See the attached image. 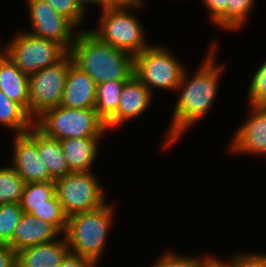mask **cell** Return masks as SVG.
Here are the masks:
<instances>
[{"mask_svg":"<svg viewBox=\"0 0 266 267\" xmlns=\"http://www.w3.org/2000/svg\"><path fill=\"white\" fill-rule=\"evenodd\" d=\"M211 45L210 51L203 60L204 62L191 79L188 78L186 69L183 72L181 82L177 88V91L181 90V94L173 110L172 123L167 130L168 137H166L164 148L175 143L184 134L185 130H188L196 121L204 117L213 105L223 65L220 66L215 63L217 42Z\"/></svg>","mask_w":266,"mask_h":267,"instance_id":"cell-1","label":"cell"},{"mask_svg":"<svg viewBox=\"0 0 266 267\" xmlns=\"http://www.w3.org/2000/svg\"><path fill=\"white\" fill-rule=\"evenodd\" d=\"M73 64L96 85L106 81H128L134 75L135 56L100 41L88 29L78 31L69 51Z\"/></svg>","mask_w":266,"mask_h":267,"instance_id":"cell-2","label":"cell"},{"mask_svg":"<svg viewBox=\"0 0 266 267\" xmlns=\"http://www.w3.org/2000/svg\"><path fill=\"white\" fill-rule=\"evenodd\" d=\"M114 213L113 204L68 217L65 239L69 251L89 259L95 266L105 249L109 227Z\"/></svg>","mask_w":266,"mask_h":267,"instance_id":"cell-3","label":"cell"},{"mask_svg":"<svg viewBox=\"0 0 266 267\" xmlns=\"http://www.w3.org/2000/svg\"><path fill=\"white\" fill-rule=\"evenodd\" d=\"M142 0H117L102 11L100 28L89 29L100 41L114 48L137 55L150 45L146 44L144 29L138 17L129 13V8H138Z\"/></svg>","mask_w":266,"mask_h":267,"instance_id":"cell-4","label":"cell"},{"mask_svg":"<svg viewBox=\"0 0 266 267\" xmlns=\"http://www.w3.org/2000/svg\"><path fill=\"white\" fill-rule=\"evenodd\" d=\"M34 125L57 140L101 137L108 130L95 108L76 109L61 105L44 111L34 120Z\"/></svg>","mask_w":266,"mask_h":267,"instance_id":"cell-5","label":"cell"},{"mask_svg":"<svg viewBox=\"0 0 266 267\" xmlns=\"http://www.w3.org/2000/svg\"><path fill=\"white\" fill-rule=\"evenodd\" d=\"M164 46H149L135 55L134 75L151 91L156 87L176 90L186 68Z\"/></svg>","mask_w":266,"mask_h":267,"instance_id":"cell-6","label":"cell"},{"mask_svg":"<svg viewBox=\"0 0 266 267\" xmlns=\"http://www.w3.org/2000/svg\"><path fill=\"white\" fill-rule=\"evenodd\" d=\"M9 43L2 51L27 75L58 63L69 53L61 44L28 31L19 32Z\"/></svg>","mask_w":266,"mask_h":267,"instance_id":"cell-7","label":"cell"},{"mask_svg":"<svg viewBox=\"0 0 266 267\" xmlns=\"http://www.w3.org/2000/svg\"><path fill=\"white\" fill-rule=\"evenodd\" d=\"M92 171L71 172L55 180L56 195L67 217L106 203L104 190Z\"/></svg>","mask_w":266,"mask_h":267,"instance_id":"cell-8","label":"cell"},{"mask_svg":"<svg viewBox=\"0 0 266 267\" xmlns=\"http://www.w3.org/2000/svg\"><path fill=\"white\" fill-rule=\"evenodd\" d=\"M68 53L58 63L29 75V116L35 120L44 111L61 104L70 66Z\"/></svg>","mask_w":266,"mask_h":267,"instance_id":"cell-9","label":"cell"},{"mask_svg":"<svg viewBox=\"0 0 266 267\" xmlns=\"http://www.w3.org/2000/svg\"><path fill=\"white\" fill-rule=\"evenodd\" d=\"M32 29L28 32L61 44L68 52L77 36L76 26L43 0H26ZM75 28V29H74ZM31 31V32H30ZM74 32V34H73Z\"/></svg>","mask_w":266,"mask_h":267,"instance_id":"cell-10","label":"cell"},{"mask_svg":"<svg viewBox=\"0 0 266 267\" xmlns=\"http://www.w3.org/2000/svg\"><path fill=\"white\" fill-rule=\"evenodd\" d=\"M12 167L25 183L54 181L41 161L36 142L27 134H16Z\"/></svg>","mask_w":266,"mask_h":267,"instance_id":"cell-11","label":"cell"},{"mask_svg":"<svg viewBox=\"0 0 266 267\" xmlns=\"http://www.w3.org/2000/svg\"><path fill=\"white\" fill-rule=\"evenodd\" d=\"M251 116L237 129L229 151L266 155V106H251Z\"/></svg>","mask_w":266,"mask_h":267,"instance_id":"cell-12","label":"cell"},{"mask_svg":"<svg viewBox=\"0 0 266 267\" xmlns=\"http://www.w3.org/2000/svg\"><path fill=\"white\" fill-rule=\"evenodd\" d=\"M153 93L133 75L125 81L119 98L116 114L106 123L107 128H115L122 123L139 117L151 103Z\"/></svg>","mask_w":266,"mask_h":267,"instance_id":"cell-13","label":"cell"},{"mask_svg":"<svg viewBox=\"0 0 266 267\" xmlns=\"http://www.w3.org/2000/svg\"><path fill=\"white\" fill-rule=\"evenodd\" d=\"M96 84L84 71L72 64L66 78L61 106L68 108H94Z\"/></svg>","mask_w":266,"mask_h":267,"instance_id":"cell-14","label":"cell"},{"mask_svg":"<svg viewBox=\"0 0 266 267\" xmlns=\"http://www.w3.org/2000/svg\"><path fill=\"white\" fill-rule=\"evenodd\" d=\"M63 234L50 222L37 219L29 213H23L13 234V249L18 252L23 248L48 243Z\"/></svg>","mask_w":266,"mask_h":267,"instance_id":"cell-15","label":"cell"},{"mask_svg":"<svg viewBox=\"0 0 266 267\" xmlns=\"http://www.w3.org/2000/svg\"><path fill=\"white\" fill-rule=\"evenodd\" d=\"M62 238V239H61ZM17 252V267H57L70 252L64 237Z\"/></svg>","mask_w":266,"mask_h":267,"instance_id":"cell-16","label":"cell"},{"mask_svg":"<svg viewBox=\"0 0 266 267\" xmlns=\"http://www.w3.org/2000/svg\"><path fill=\"white\" fill-rule=\"evenodd\" d=\"M0 90L12 101L18 103L29 115V75L1 50Z\"/></svg>","mask_w":266,"mask_h":267,"instance_id":"cell-17","label":"cell"},{"mask_svg":"<svg viewBox=\"0 0 266 267\" xmlns=\"http://www.w3.org/2000/svg\"><path fill=\"white\" fill-rule=\"evenodd\" d=\"M26 133L36 142L41 161L54 181L71 173L60 140L47 136L35 125Z\"/></svg>","mask_w":266,"mask_h":267,"instance_id":"cell-18","label":"cell"},{"mask_svg":"<svg viewBox=\"0 0 266 267\" xmlns=\"http://www.w3.org/2000/svg\"><path fill=\"white\" fill-rule=\"evenodd\" d=\"M100 137L68 138L60 140L71 172L91 171L98 152Z\"/></svg>","mask_w":266,"mask_h":267,"instance_id":"cell-19","label":"cell"},{"mask_svg":"<svg viewBox=\"0 0 266 267\" xmlns=\"http://www.w3.org/2000/svg\"><path fill=\"white\" fill-rule=\"evenodd\" d=\"M24 213H31L33 207L62 206L57 195L55 181L26 183L20 200Z\"/></svg>","mask_w":266,"mask_h":267,"instance_id":"cell-20","label":"cell"},{"mask_svg":"<svg viewBox=\"0 0 266 267\" xmlns=\"http://www.w3.org/2000/svg\"><path fill=\"white\" fill-rule=\"evenodd\" d=\"M0 124L9 127L15 134H23L34 125V120L0 90Z\"/></svg>","mask_w":266,"mask_h":267,"instance_id":"cell-21","label":"cell"},{"mask_svg":"<svg viewBox=\"0 0 266 267\" xmlns=\"http://www.w3.org/2000/svg\"><path fill=\"white\" fill-rule=\"evenodd\" d=\"M125 81H106L96 85L95 110L107 123L117 112Z\"/></svg>","mask_w":266,"mask_h":267,"instance_id":"cell-22","label":"cell"},{"mask_svg":"<svg viewBox=\"0 0 266 267\" xmlns=\"http://www.w3.org/2000/svg\"><path fill=\"white\" fill-rule=\"evenodd\" d=\"M255 0H228L227 9L213 22L227 30H237L244 25Z\"/></svg>","mask_w":266,"mask_h":267,"instance_id":"cell-23","label":"cell"},{"mask_svg":"<svg viewBox=\"0 0 266 267\" xmlns=\"http://www.w3.org/2000/svg\"><path fill=\"white\" fill-rule=\"evenodd\" d=\"M25 184L11 165L0 168V204L20 203Z\"/></svg>","mask_w":266,"mask_h":267,"instance_id":"cell-24","label":"cell"},{"mask_svg":"<svg viewBox=\"0 0 266 267\" xmlns=\"http://www.w3.org/2000/svg\"><path fill=\"white\" fill-rule=\"evenodd\" d=\"M23 213L20 203L0 204V244L13 249V234Z\"/></svg>","mask_w":266,"mask_h":267,"instance_id":"cell-25","label":"cell"},{"mask_svg":"<svg viewBox=\"0 0 266 267\" xmlns=\"http://www.w3.org/2000/svg\"><path fill=\"white\" fill-rule=\"evenodd\" d=\"M247 93L250 106H266V61L255 71Z\"/></svg>","mask_w":266,"mask_h":267,"instance_id":"cell-26","label":"cell"},{"mask_svg":"<svg viewBox=\"0 0 266 267\" xmlns=\"http://www.w3.org/2000/svg\"><path fill=\"white\" fill-rule=\"evenodd\" d=\"M213 256L207 257H182V255H178L174 252H166L160 256L156 263H154L151 267H205L207 262Z\"/></svg>","mask_w":266,"mask_h":267,"instance_id":"cell-27","label":"cell"},{"mask_svg":"<svg viewBox=\"0 0 266 267\" xmlns=\"http://www.w3.org/2000/svg\"><path fill=\"white\" fill-rule=\"evenodd\" d=\"M30 214L37 219L50 222L64 234L68 217L65 215L62 206L33 207V211Z\"/></svg>","mask_w":266,"mask_h":267,"instance_id":"cell-28","label":"cell"},{"mask_svg":"<svg viewBox=\"0 0 266 267\" xmlns=\"http://www.w3.org/2000/svg\"><path fill=\"white\" fill-rule=\"evenodd\" d=\"M57 13L69 19L76 27L83 22L84 13L77 5L76 0H43ZM79 23V24H78Z\"/></svg>","mask_w":266,"mask_h":267,"instance_id":"cell-29","label":"cell"},{"mask_svg":"<svg viewBox=\"0 0 266 267\" xmlns=\"http://www.w3.org/2000/svg\"><path fill=\"white\" fill-rule=\"evenodd\" d=\"M228 261L232 267H266V254H237Z\"/></svg>","mask_w":266,"mask_h":267,"instance_id":"cell-30","label":"cell"},{"mask_svg":"<svg viewBox=\"0 0 266 267\" xmlns=\"http://www.w3.org/2000/svg\"><path fill=\"white\" fill-rule=\"evenodd\" d=\"M17 252L9 245L0 244V267H17Z\"/></svg>","mask_w":266,"mask_h":267,"instance_id":"cell-31","label":"cell"},{"mask_svg":"<svg viewBox=\"0 0 266 267\" xmlns=\"http://www.w3.org/2000/svg\"><path fill=\"white\" fill-rule=\"evenodd\" d=\"M57 267H97L89 259L69 252Z\"/></svg>","mask_w":266,"mask_h":267,"instance_id":"cell-32","label":"cell"},{"mask_svg":"<svg viewBox=\"0 0 266 267\" xmlns=\"http://www.w3.org/2000/svg\"><path fill=\"white\" fill-rule=\"evenodd\" d=\"M210 11L211 22H214L226 9L228 0H201Z\"/></svg>","mask_w":266,"mask_h":267,"instance_id":"cell-33","label":"cell"},{"mask_svg":"<svg viewBox=\"0 0 266 267\" xmlns=\"http://www.w3.org/2000/svg\"><path fill=\"white\" fill-rule=\"evenodd\" d=\"M117 0H76L77 5L85 13L86 7L89 3L101 5L102 11L113 5Z\"/></svg>","mask_w":266,"mask_h":267,"instance_id":"cell-34","label":"cell"},{"mask_svg":"<svg viewBox=\"0 0 266 267\" xmlns=\"http://www.w3.org/2000/svg\"><path fill=\"white\" fill-rule=\"evenodd\" d=\"M205 267H232L229 263H225L224 261L218 259V257H212L206 264Z\"/></svg>","mask_w":266,"mask_h":267,"instance_id":"cell-35","label":"cell"}]
</instances>
